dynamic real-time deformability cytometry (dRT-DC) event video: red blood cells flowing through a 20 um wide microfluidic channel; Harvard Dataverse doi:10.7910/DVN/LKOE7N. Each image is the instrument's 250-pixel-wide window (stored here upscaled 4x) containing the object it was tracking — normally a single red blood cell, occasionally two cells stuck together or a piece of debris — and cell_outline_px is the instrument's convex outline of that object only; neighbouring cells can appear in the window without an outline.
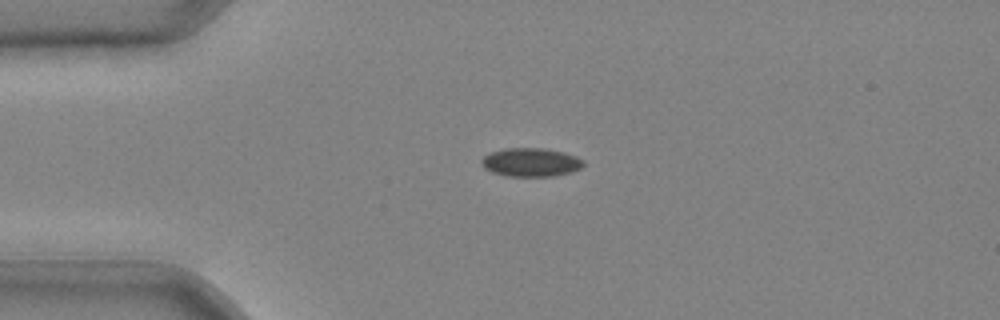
{"species": "common noctule bat (a hibernating species)", "species_latin": "Nyctalus noctula", "temperature_condition": "cold", "stored_images_in_passage": 35, "camera_frame_rate_fps": 3000, "um_per_image_px": 0.085, "animal": {"sex": "male", "body_mass_g": 20.4}, "frame": {"image": 1, "passage_image": 9, "time_ms": 2.667, "image_size_px": [1000, 320], "cell_outline_px": [[584, 164], [580, 168], [572, 172], [552, 176], [508, 176], [492, 172], [484, 168], [480, 160], [484, 156], [492, 152], [504, 148], [544, 148], [564, 152], [576, 156], [584, 160]], "centroid_in_image_um": [45.13, 13.79], "position_along_channel_um": 39.9, "area_um2": 16.99}}
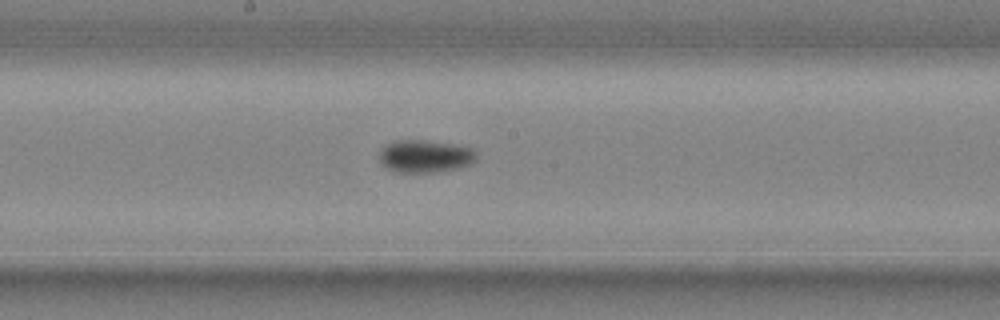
{"frame": {"image": 2, "passage_image": 22, "time_ms": 7.0, "image_size_px": [1000, 320], "cell_outline_px": [[476, 160], [472, 164], [456, 168], [436, 172], [396, 172], [388, 168], [380, 160], [380, 152], [388, 144], [396, 140], [424, 140], [452, 144], [472, 148], [476, 152]], "centroid_in_image_um": [36.17, 13.28], "position_along_channel_um": 212.0, "area_um2": 18.21}}
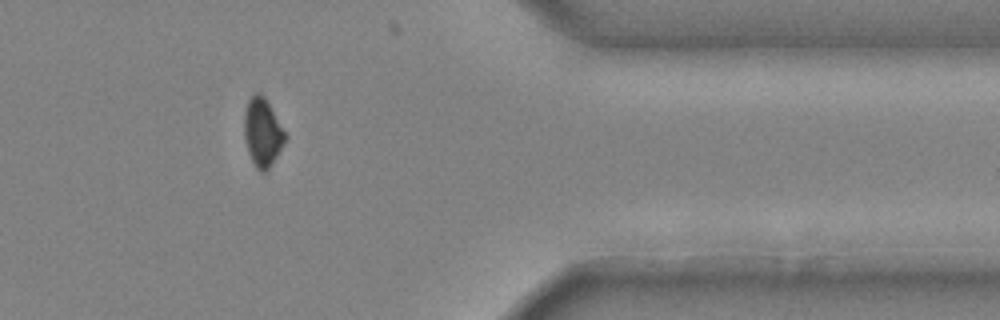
{"frame": {"image": 3, "passage_image": 35, "time_ms": 11.333, "image_size_px": [1000, 320], "cell_outline_px": [[288, 136], [276, 156], [268, 168], [264, 172], [260, 172], [256, 168], [248, 152], [244, 140], [244, 112], [248, 100], [256, 92], [260, 92], [264, 96]], "centroid_in_image_um": [22.3, 11.23], "position_along_channel_um": 389.1, "area_um2": 16.18}}